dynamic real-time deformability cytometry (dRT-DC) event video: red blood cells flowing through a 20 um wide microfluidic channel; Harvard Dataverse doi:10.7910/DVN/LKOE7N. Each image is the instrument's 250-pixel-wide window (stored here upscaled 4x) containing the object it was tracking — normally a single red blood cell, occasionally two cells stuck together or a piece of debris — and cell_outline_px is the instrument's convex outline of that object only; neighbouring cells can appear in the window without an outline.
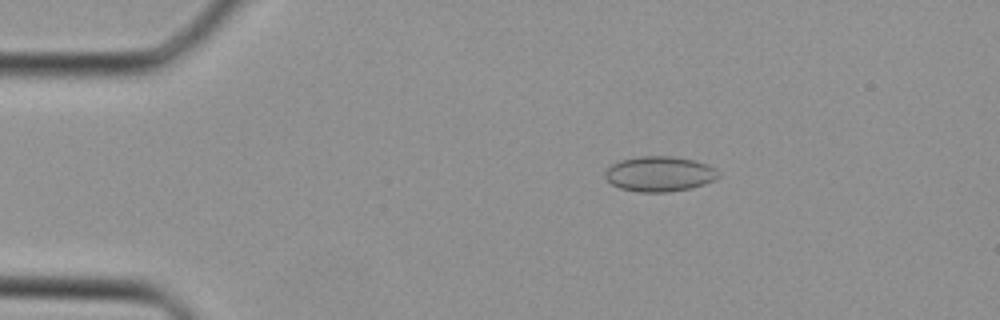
{"species": "Egyptian fruit bat (a non-hibernating species)", "species_latin": "Rousettus aegyptiacus", "temperature_condition": "cold", "stored_images_in_passage": 12, "camera_frame_rate_fps": 3000, "um_per_image_px": 0.085, "animal": {"sex": "female"}, "frame": {"image": 1, "passage_image": 1, "time_ms": 0.0, "image_size_px": [1000, 320], "cell_outline_px": [[720, 176], [704, 184], [688, 188], [668, 192], [640, 192], [620, 188], [612, 184], [604, 176], [604, 172], [612, 164], [620, 160], [640, 156], [672, 156], [696, 160], [708, 164], [716, 168], [720, 172]], "centroid_in_image_um": [56.07, 14.77], "position_along_channel_um": 28.9, "area_um2": 23.29}}
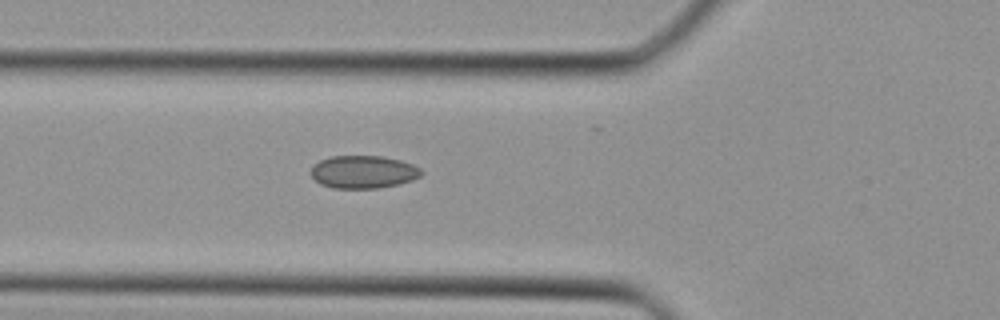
{"frame": {"image": 2, "passage_image": 8, "time_ms": 2.333, "image_size_px": [1000, 320], "cell_outline_px": [[424, 172], [420, 176], [412, 180], [400, 184], [380, 188], [332, 188], [320, 184], [312, 176], [312, 164], [320, 160], [332, 156], [380, 156], [400, 160], [412, 164], [420, 168]], "centroid_in_image_um": [30.89, 14.62], "position_along_channel_um": 94.9, "area_um2": 21.15}}
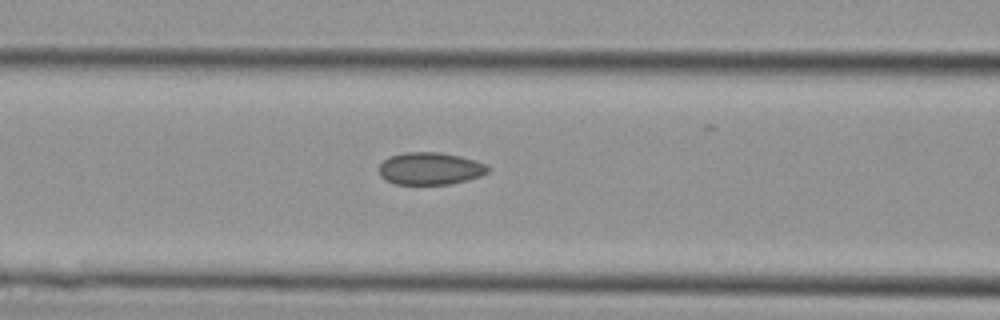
{"frame": {"image": 3, "passage_image": 10, "time_ms": 3.0, "image_size_px": [1000, 320], "cell_outline_px": [[488, 172], [480, 176], [468, 180], [448, 184], [396, 184], [380, 176], [380, 164], [388, 156], [404, 152], [440, 152], [460, 156], [484, 164], [488, 168]], "centroid_in_image_um": [36.54, 14.32], "position_along_channel_um": 130.1, "area_um2": 20.35}}